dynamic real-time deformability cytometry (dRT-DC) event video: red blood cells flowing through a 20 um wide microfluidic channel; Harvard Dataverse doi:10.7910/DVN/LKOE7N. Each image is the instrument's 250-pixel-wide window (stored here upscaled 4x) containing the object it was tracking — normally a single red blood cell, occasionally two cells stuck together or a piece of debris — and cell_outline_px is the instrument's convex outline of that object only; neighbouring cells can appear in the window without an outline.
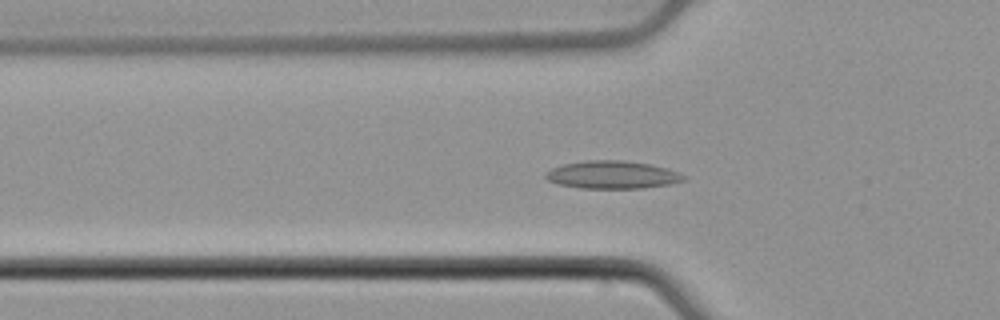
{"species": "common noctule bat (a hibernating species)", "species_latin": "Nyctalus noctula", "temperature_condition": "cold", "stored_images_in_passage": 39, "camera_frame_rate_fps": 3000, "um_per_image_px": 0.085, "animal": {"sex": "male", "body_mass_g": 21.5, "forearm_length_mm": 52.0}, "frame": {"image": 1, "passage_image": 3, "time_ms": 0.667, "image_size_px": [1000, 320], "cell_outline_px": [[688, 180], [668, 184], [640, 188], [580, 188], [560, 184], [548, 180], [544, 176], [544, 172], [552, 168], [564, 164], [584, 160], [624, 160], [648, 164], [668, 168], [688, 176]], "centroid_in_image_um": [52.07, 14.85], "position_along_channel_um": 73.7, "area_um2": 22.43}}
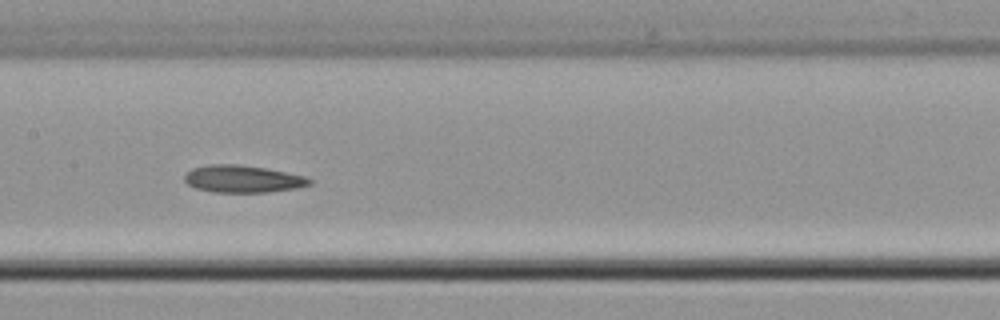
{"frame": {"image": 2, "passage_image": 12, "time_ms": 3.667, "image_size_px": [1000, 320], "cell_outline_px": [[312, 184], [300, 188], [268, 192], [212, 192], [196, 188], [188, 184], [184, 180], [184, 176], [192, 168], [208, 164], [236, 164], [264, 168], [304, 176], [312, 180]], "centroid_in_image_um": [20.63, 15.21], "position_along_channel_um": 186.8, "area_um2": 19.83}}
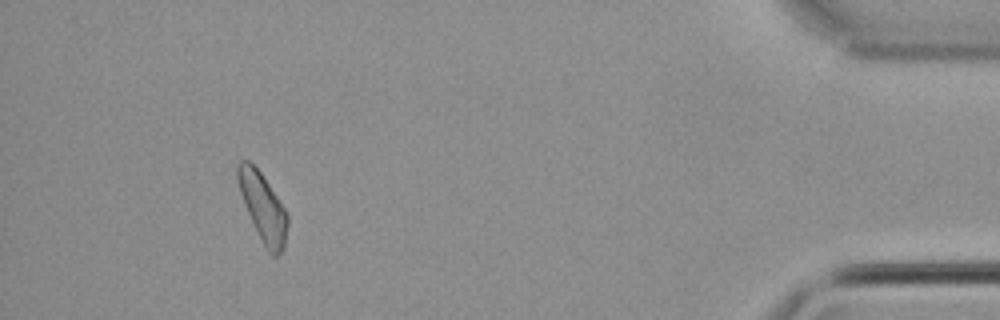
{"frame": {"image": 3, "passage_image": 35, "time_ms": 11.333, "image_size_px": [1000, 320], "cell_outline_px": [[288, 224], [284, 248], [276, 256], [272, 256], [268, 252], [244, 204], [236, 180], [236, 164], [240, 160], [248, 160], [260, 172], [284, 208], [288, 216]], "centroid_in_image_um": [22.33, 17.59], "position_along_channel_um": 412.9, "area_um2": 19.36}, "authors_computed_cell_mechanics": {"area_um2": 19.8254, "velocity_mm_per_s": 3.7903, "shape_relaxation_time_tau1_ms": null, "shape_relaxation_time_tau2_ms": 4.4955, "deformation_change_tau1": null, "deformation_change_tau2": 0.0969}}